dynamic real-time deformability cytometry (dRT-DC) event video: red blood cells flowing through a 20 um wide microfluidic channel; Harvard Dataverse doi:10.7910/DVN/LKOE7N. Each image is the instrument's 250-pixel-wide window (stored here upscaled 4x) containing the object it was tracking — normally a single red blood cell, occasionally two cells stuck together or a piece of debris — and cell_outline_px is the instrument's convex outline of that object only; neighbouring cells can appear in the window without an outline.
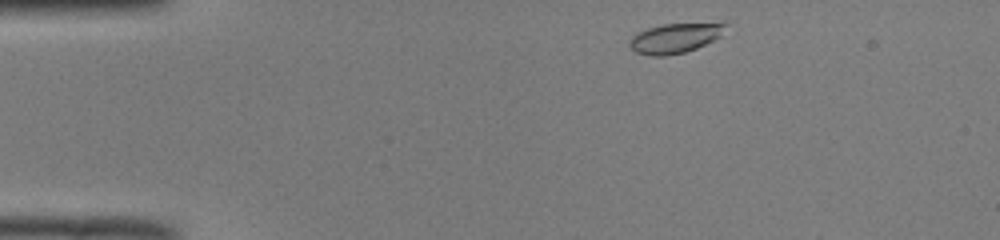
{"species": "common noctule bat (a hibernating species)", "species_latin": "Nyctalus noctula", "temperature_condition": "room temperature", "stored_images_in_passage": 8, "camera_frame_rate_fps": 3000, "um_per_image_px": 0.085, "animal": {"sex": "male", "body_mass_g": 19.0, "forearm_length_mm": 50.8}, "frame": {"image": 1, "passage_image": 1, "time_ms": 0.0, "image_size_px": [1000, 240], "cell_outline_px": [[728, 24], [720, 36], [696, 48], [684, 52], [664, 56], [652, 56], [636, 52], [628, 44], [632, 36], [636, 32], [648, 28], [664, 24]], "centroid_in_image_um": [57.3, 3.25], "position_along_channel_um": 27.7, "area_um2": 16.18}}